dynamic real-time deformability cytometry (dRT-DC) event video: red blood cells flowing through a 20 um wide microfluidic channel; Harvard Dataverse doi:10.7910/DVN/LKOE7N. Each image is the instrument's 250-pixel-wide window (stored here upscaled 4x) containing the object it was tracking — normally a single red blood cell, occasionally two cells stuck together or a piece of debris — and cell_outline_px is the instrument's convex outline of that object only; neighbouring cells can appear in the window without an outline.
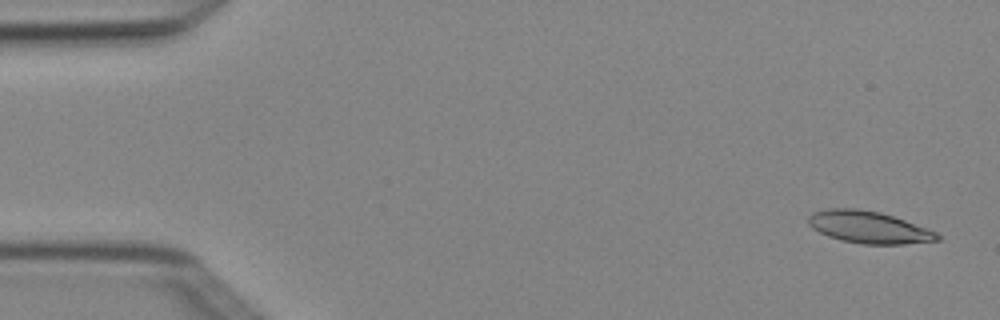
{"species": "Egyptian fruit bat (a non-hibernating species)", "species_latin": "Rousettus aegyptiacus", "temperature_condition": "cold", "stored_images_in_passage": 5, "camera_frame_rate_fps": 3000, "um_per_image_px": 0.085, "animal": {"sex": "female"}, "frame": {"image": 1, "passage_image": 1, "time_ms": 0.0, "image_size_px": [1000, 320], "cell_outline_px": [[940, 240], [904, 244], [860, 244], [840, 240], [828, 236], [812, 228], [808, 224], [808, 216], [812, 212], [828, 208], [856, 208], [880, 212], [904, 220], [936, 232], [940, 236]], "centroid_in_image_um": [73.8, 19.31], "position_along_channel_um": 11.2, "area_um2": 24.04}}
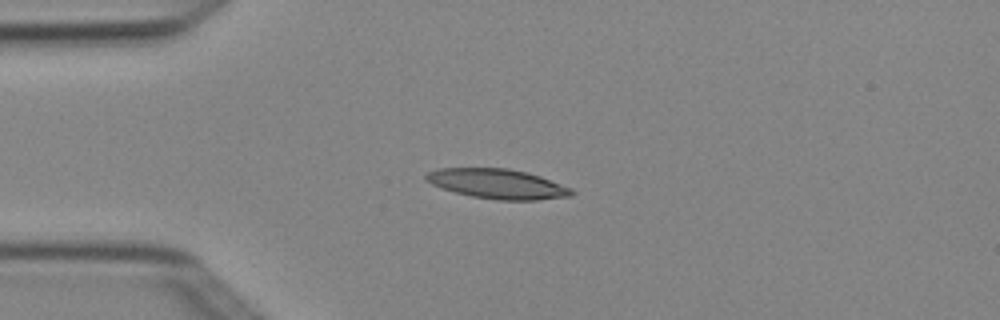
{"frame": {"image": 2, "passage_image": 4, "time_ms": 1.0, "image_size_px": [1000, 320], "cell_outline_px": [[576, 192], [572, 196], [536, 200], [496, 200], [472, 196], [456, 192], [432, 184], [424, 180], [424, 176], [428, 172], [440, 168], [508, 168], [528, 172], [540, 176], [572, 188]], "centroid_in_image_um": [42.32, 15.62], "position_along_channel_um": 42.7, "area_um2": 25.26}}
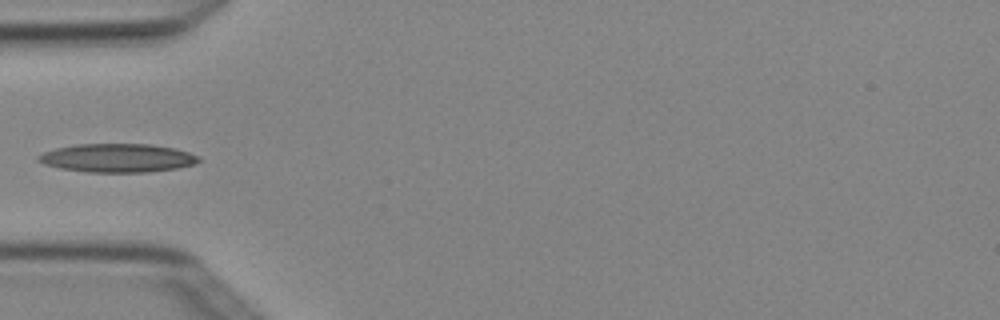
{"frame": {"image": 3, "passage_image": 5, "time_ms": 1.333, "image_size_px": [1000, 320], "cell_outline_px": [[200, 160], [196, 164], [176, 168], [148, 172], [88, 172], [60, 168], [44, 164], [36, 160], [36, 156], [44, 152], [56, 148], [76, 144], [148, 144], [176, 148], [200, 156]], "centroid_in_image_um": [9.99, 13.42], "position_along_channel_um": 75.0, "area_um2": 26.76}}